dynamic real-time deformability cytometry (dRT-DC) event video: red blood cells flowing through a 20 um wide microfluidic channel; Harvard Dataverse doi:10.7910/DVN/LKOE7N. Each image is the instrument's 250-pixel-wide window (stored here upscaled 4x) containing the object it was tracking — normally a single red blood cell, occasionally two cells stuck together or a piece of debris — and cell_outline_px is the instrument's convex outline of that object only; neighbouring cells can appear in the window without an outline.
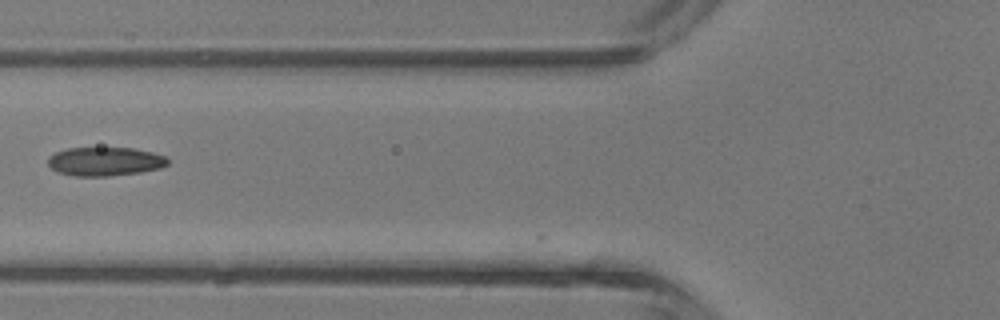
{"species": "common noctule bat (a hibernating species)", "species_latin": "Nyctalus noctula", "temperature_condition": "room temperature", "stored_images_in_passage": 3, "camera_frame_rate_fps": 3000, "um_per_image_px": 0.085, "animal": {"sex": "male", "body_mass_g": 13.3}, "frame": {"image": 1, "passage_image": 3, "time_ms": 3.0, "image_size_px": [1000, 320], "cell_outline_px": [[168, 164], [160, 168], [140, 172], [108, 176], [76, 176], [56, 172], [48, 164], [48, 156], [56, 152], [68, 148], [136, 148], [152, 152], [164, 156], [168, 160]], "centroid_in_image_um": [8.91, 13.72], "position_along_channel_um": 116.9, "area_um2": 20.06}}